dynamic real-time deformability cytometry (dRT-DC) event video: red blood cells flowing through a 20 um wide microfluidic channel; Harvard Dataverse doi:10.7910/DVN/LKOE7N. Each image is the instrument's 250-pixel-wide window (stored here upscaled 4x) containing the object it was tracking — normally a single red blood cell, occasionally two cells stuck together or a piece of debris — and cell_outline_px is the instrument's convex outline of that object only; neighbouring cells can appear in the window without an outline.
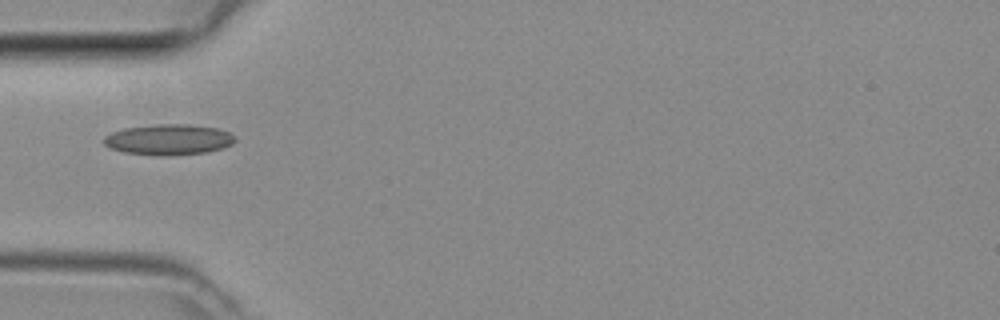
{"species": "common noctule bat (a hibernating species)", "species_latin": "Nyctalus noctula", "temperature_condition": "room temperature", "stored_images_in_passage": 5, "camera_frame_rate_fps": 3000, "um_per_image_px": 0.085, "animal": {"sex": "female", "body_mass_g": 29.2, "forearm_length_mm": 56.3}, "frame": {"image": 1, "passage_image": 5, "time_ms": 1.333, "image_size_px": [1000, 320], "cell_outline_px": [[236, 140], [232, 144], [224, 148], [208, 152], [124, 152], [112, 148], [104, 144], [104, 136], [112, 132], [124, 128], [156, 124], [188, 124], [216, 128], [228, 132]], "centroid_in_image_um": [14.35, 11.8], "position_along_channel_um": 70.6, "area_um2": 22.14}}